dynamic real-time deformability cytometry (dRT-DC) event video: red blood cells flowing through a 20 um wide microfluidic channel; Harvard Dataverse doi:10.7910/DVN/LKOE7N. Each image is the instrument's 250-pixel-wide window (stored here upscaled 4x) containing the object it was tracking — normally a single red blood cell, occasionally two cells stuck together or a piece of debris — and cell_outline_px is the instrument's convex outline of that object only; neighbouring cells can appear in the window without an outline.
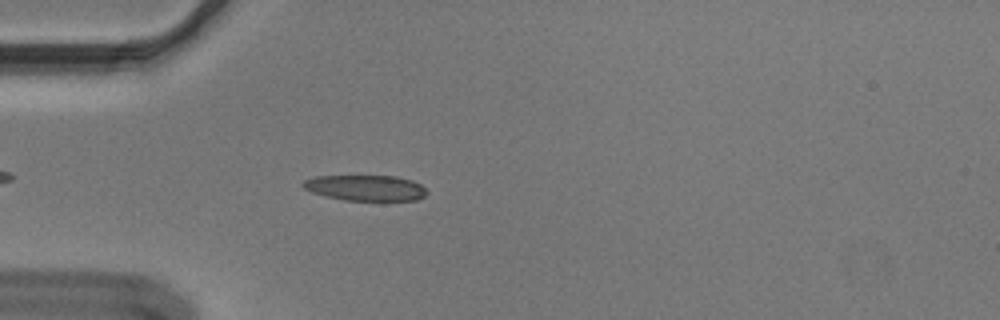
{"species": "Egyptian fruit bat (a non-hibernating species)", "species_latin": "Rousettus aegyptiacus", "temperature_condition": "cold", "stored_images_in_passage": 44, "segment_of_instrument_passage": [1, 2], "camera_frame_rate_fps": 3000, "um_per_image_px": 0.085, "animal": {"sex": "male"}, "frame": {"image": 1, "passage_image": 5, "time_ms": 1.333, "image_size_px": [1000, 320], "cell_outline_px": [[428, 192], [424, 196], [416, 200], [344, 200], [312, 192], [304, 188], [300, 184], [304, 180], [316, 176], [396, 176], [412, 180], [420, 184]], "centroid_in_image_um": [31.07, 15.96], "position_along_channel_um": 53.9, "area_um2": 18.38}}
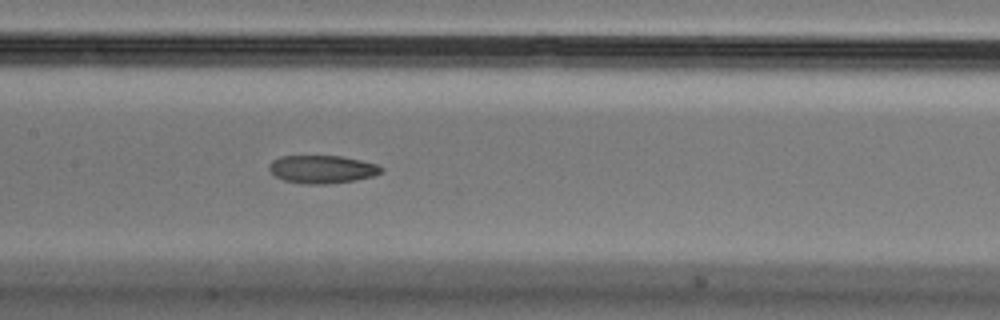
{"frame": {"image": 2, "passage_image": 16, "time_ms": 5.0, "image_size_px": [1000, 320], "cell_outline_px": [[384, 168], [380, 172], [372, 176], [352, 180], [328, 184], [304, 184], [284, 180], [276, 176], [268, 168], [268, 164], [272, 160], [280, 156], [340, 156], [360, 160], [376, 164]], "centroid_in_image_um": [27.34, 14.38], "position_along_channel_um": 180.1, "area_um2": 18.09}}
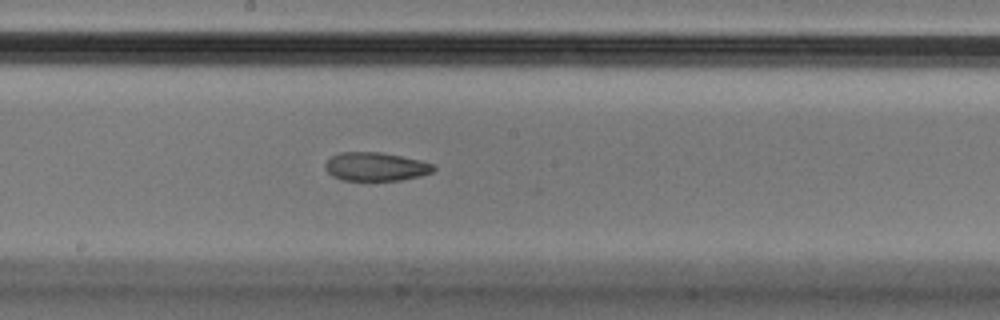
{"frame": {"image": 3, "passage_image": 19, "time_ms": 6.0, "image_size_px": [1000, 320], "cell_outline_px": [[436, 168], [432, 172], [420, 176], [404, 180], [340, 180], [332, 176], [324, 168], [324, 164], [332, 156], [340, 152], [380, 152], [420, 160], [432, 164]], "centroid_in_image_um": [31.91, 14.17], "position_along_channel_um": 216.3, "area_um2": 18.03}}